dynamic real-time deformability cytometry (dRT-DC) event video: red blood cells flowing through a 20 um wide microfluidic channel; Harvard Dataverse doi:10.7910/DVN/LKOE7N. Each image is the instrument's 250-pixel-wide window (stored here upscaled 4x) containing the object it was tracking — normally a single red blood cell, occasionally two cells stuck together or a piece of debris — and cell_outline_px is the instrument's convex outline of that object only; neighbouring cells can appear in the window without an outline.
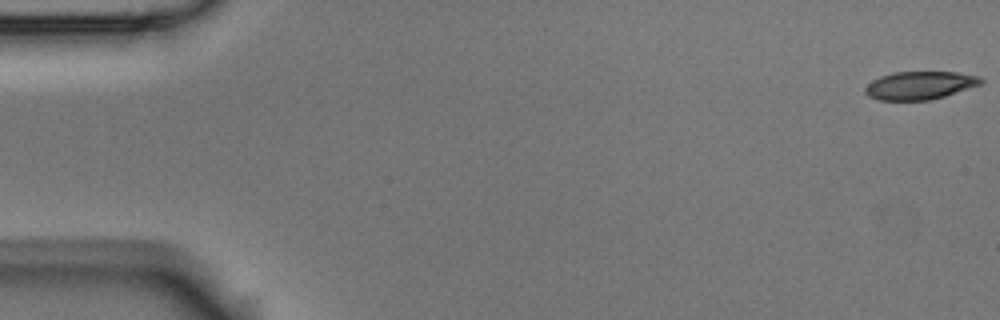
{"species": "Egyptian fruit bat (a non-hibernating species)", "species_latin": "Rousettus aegyptiacus", "temperature_condition": "room temperature", "stored_images_in_passage": 57, "camera_frame_rate_fps": 3000, "um_per_image_px": 0.085, "animal": {"sex": "male"}, "frame": {"image": 1, "passage_image": 1, "time_ms": 0.0, "image_size_px": [1000, 320], "cell_outline_px": [[984, 84], [944, 96], [928, 100], [880, 100], [868, 96], [864, 92], [864, 88], [872, 80], [880, 76], [892, 72], [956, 72], [980, 76], [984, 80]], "centroid_in_image_um": [78.2, 7.25], "position_along_channel_um": 6.8, "area_um2": 19.07}}
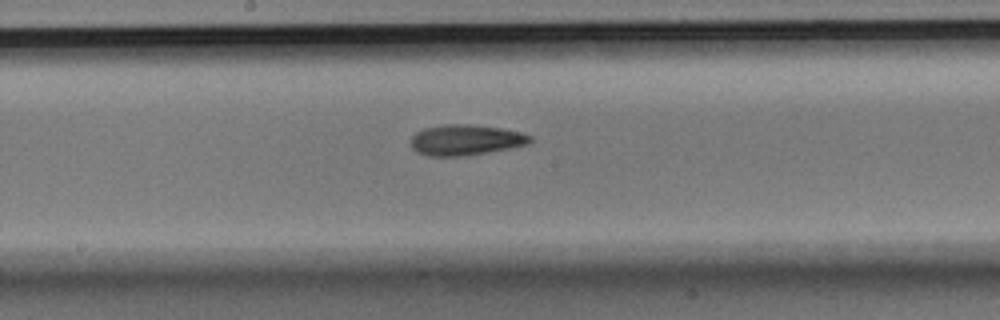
{"frame": {"image": 2, "passage_image": 30, "time_ms": 9.667, "image_size_px": [1000, 320], "cell_outline_px": [[532, 140], [528, 144], [488, 152], [464, 156], [428, 156], [416, 152], [412, 148], [412, 136], [416, 132], [424, 128], [444, 124], [468, 124], [500, 128], [520, 132], [532, 136]], "centroid_in_image_um": [39.56, 11.9], "position_along_channel_um": 208.6, "area_um2": 21.21}}
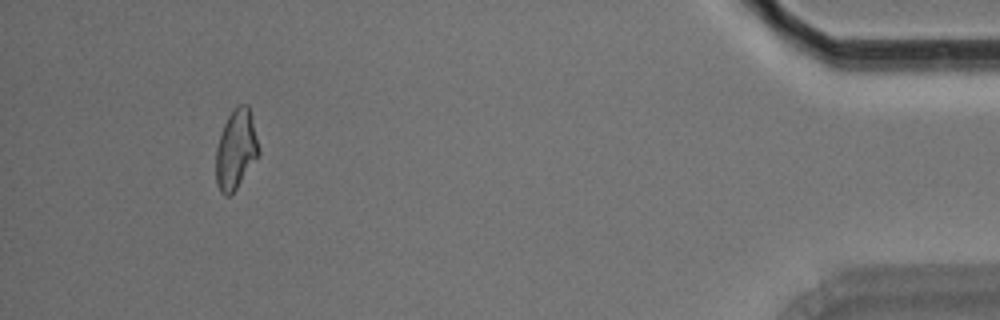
{"frame": {"image": 3, "passage_image": 53, "time_ms": 17.333, "image_size_px": [1000, 320], "cell_outline_px": [[260, 156], [236, 188], [228, 196], [224, 196], [220, 192], [216, 184], [216, 148], [224, 124], [232, 108], [240, 104], [248, 104], [260, 152]], "centroid_in_image_um": [20.05, 12.72], "position_along_channel_um": 415.1, "area_um2": 19.83}, "authors_computed_cell_mechanics": {"area_um2": 20.4034, "velocity_mm_per_s": 3.56, "shape_relaxation_time_tau1_ms": 9.581, "shape_relaxation_time_tau2_ms": 4.3528, "deformation_change_tau1": 0.2249, "deformation_change_tau2": 0.1265}}